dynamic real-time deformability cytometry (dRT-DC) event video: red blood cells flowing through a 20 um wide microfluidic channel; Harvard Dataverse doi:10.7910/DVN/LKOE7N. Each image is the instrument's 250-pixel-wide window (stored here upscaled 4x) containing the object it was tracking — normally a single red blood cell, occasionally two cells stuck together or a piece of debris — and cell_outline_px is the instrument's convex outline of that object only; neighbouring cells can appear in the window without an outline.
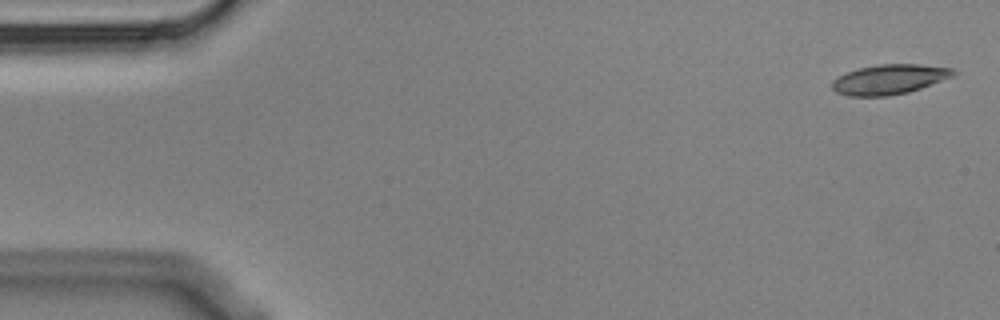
{"species": "Egyptian fruit bat (a non-hibernating species)", "species_latin": "Rousettus aegyptiacus", "temperature_condition": "cold", "stored_images_in_passage": 5, "camera_frame_rate_fps": 3000, "um_per_image_px": 0.085, "animal": {"sex": "male"}, "frame": {"image": 1, "passage_image": 1, "time_ms": 0.0, "image_size_px": [1000, 320], "cell_outline_px": [[956, 72], [952, 76], [920, 88], [908, 92], [888, 96], [848, 96], [836, 92], [832, 88], [832, 80], [848, 72], [860, 68], [880, 64], [920, 64], [952, 68]], "centroid_in_image_um": [75.57, 6.75], "position_along_channel_um": 9.4, "area_um2": 20.81}}
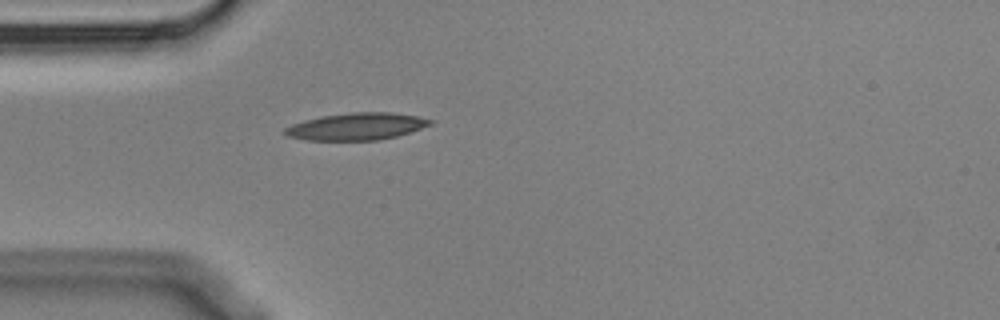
{"frame": {"image": 2, "passage_image": 5, "time_ms": 1.333, "image_size_px": [1000, 320], "cell_outline_px": [[436, 120], [432, 124], [396, 136], [380, 140], [308, 140], [288, 136], [280, 132], [284, 128], [292, 124], [304, 120], [320, 116], [352, 112], [392, 112], [416, 116]], "centroid_in_image_um": [30.28, 10.74], "position_along_channel_um": 54.7, "area_um2": 23.0}}